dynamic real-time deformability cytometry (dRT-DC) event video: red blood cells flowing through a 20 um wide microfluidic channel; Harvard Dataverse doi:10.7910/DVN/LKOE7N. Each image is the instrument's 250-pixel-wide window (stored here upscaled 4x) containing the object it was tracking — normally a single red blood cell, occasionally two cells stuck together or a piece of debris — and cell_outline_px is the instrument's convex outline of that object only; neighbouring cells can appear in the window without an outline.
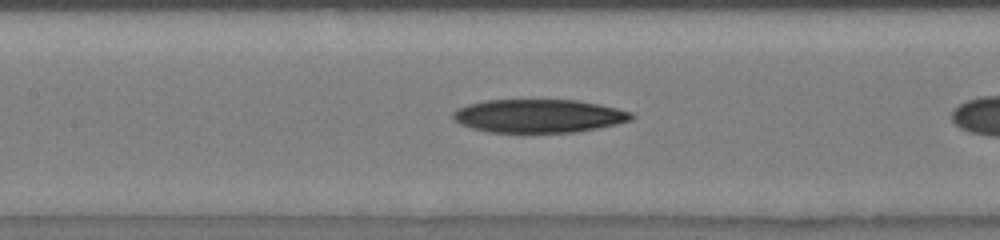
{"species": "human", "species_latin": "Homo sapiens", "temperature_condition": "room temperature", "stored_images_in_passage": 7, "camera_frame_rate_fps": 3000, "um_per_image_px": 0.085, "donor": {"sex": "male"}, "frame": {"image": 1, "passage_image": 6, "time_ms": 1.667, "image_size_px": [1000, 240], "cell_outline_px": [[636, 116], [632, 120], [616, 124], [576, 132], [488, 132], [472, 128], [460, 124], [452, 116], [452, 112], [456, 108], [468, 104], [488, 100], [576, 100], [600, 104], [632, 112]], "centroid_in_image_um": [45.79, 9.85], "position_along_channel_um": 161.6, "area_um2": 34.68}}